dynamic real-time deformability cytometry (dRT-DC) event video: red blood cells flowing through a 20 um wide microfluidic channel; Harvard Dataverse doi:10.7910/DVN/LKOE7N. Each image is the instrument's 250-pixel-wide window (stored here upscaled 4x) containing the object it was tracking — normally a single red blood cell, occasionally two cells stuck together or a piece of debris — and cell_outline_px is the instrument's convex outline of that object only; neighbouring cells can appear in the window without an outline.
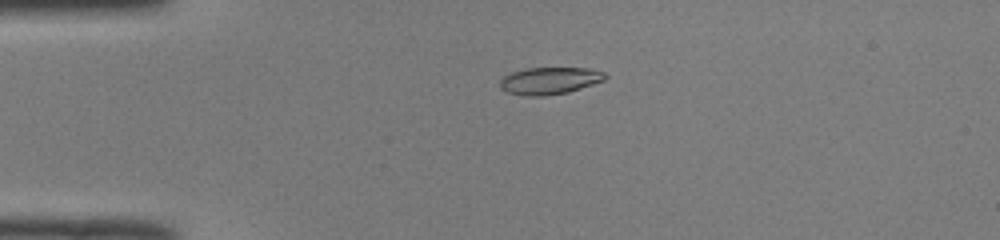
{"species": "common noctule bat (a hibernating species)", "species_latin": "Nyctalus noctula", "temperature_condition": "room temperature", "stored_images_in_passage": 46, "camera_frame_rate_fps": 3000, "um_per_image_px": 0.085, "animal": {"sex": "male", "body_mass_g": 19.0, "forearm_length_mm": 50.8}, "frame": {"image": 1, "passage_image": 12, "time_ms": 3.667, "image_size_px": [1000, 240], "cell_outline_px": [[608, 76], [604, 80], [568, 92], [544, 96], [524, 96], [508, 92], [500, 88], [500, 80], [504, 76], [512, 72], [524, 68], [592, 68], [604, 72]], "centroid_in_image_um": [46.71, 6.85], "position_along_channel_um": 38.3, "area_um2": 16.65}}
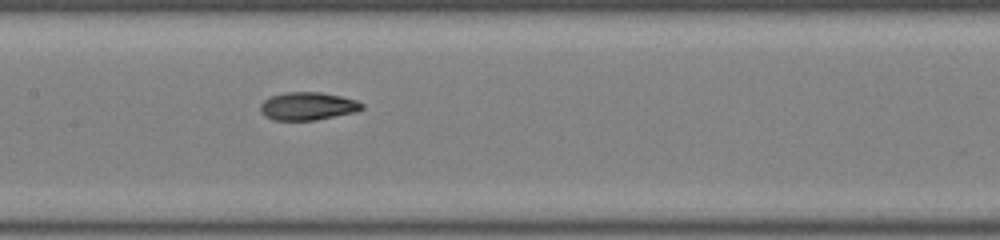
{"frame": {"image": 2, "passage_image": 25, "time_ms": 8.0, "image_size_px": [1000, 240], "cell_outline_px": [[364, 108], [356, 112], [316, 120], [272, 120], [264, 116], [260, 112], [260, 104], [264, 100], [272, 96], [284, 92], [320, 92], [340, 96], [356, 100], [364, 104]], "centroid_in_image_um": [26.15, 9.03], "position_along_channel_um": 181.3, "area_um2": 16.65}}
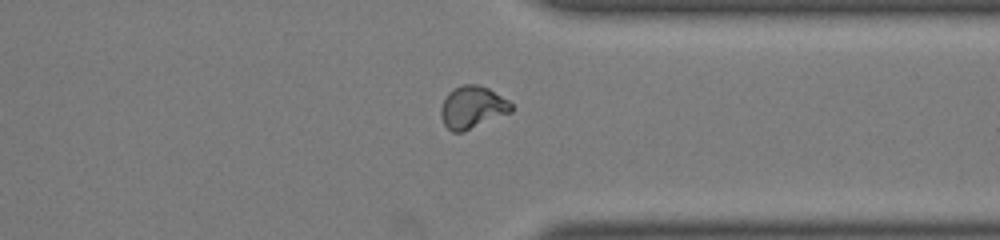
{"frame": {"image": 3, "passage_image": 39, "time_ms": 12.667, "image_size_px": [1000, 240], "cell_outline_px": [[512, 112], [464, 132], [452, 132], [444, 124], [440, 112], [440, 108], [448, 92], [452, 88], [464, 84], [476, 84], [488, 88], [508, 100], [512, 104]], "centroid_in_image_um": [40.15, 9.12], "position_along_channel_um": 371.3, "area_um2": 17.46}, "authors_computed_cell_mechanics": {"area_um2": 16.7042, "velocity_mm_per_s": 4.0861, "shape_relaxation_time_tau1_ms": 9.1502, "shape_relaxation_time_tau2_ms": 2.0418, "deformation_change_tau1": 0.2853, "deformation_change_tau2": 0.0693}}